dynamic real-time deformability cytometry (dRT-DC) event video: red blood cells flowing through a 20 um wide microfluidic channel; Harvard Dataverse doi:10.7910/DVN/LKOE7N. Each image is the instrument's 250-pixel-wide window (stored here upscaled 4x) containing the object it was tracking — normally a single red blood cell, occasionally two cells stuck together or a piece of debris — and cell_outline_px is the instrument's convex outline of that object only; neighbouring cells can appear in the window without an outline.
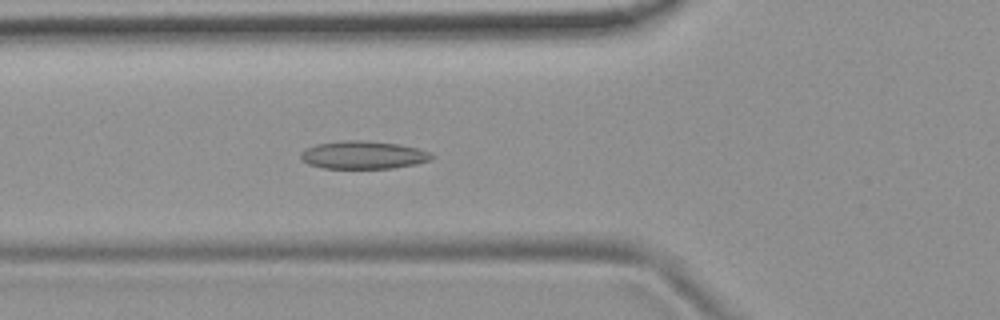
{"species": "common noctule bat (a hibernating species)", "species_latin": "Nyctalus noctula", "temperature_condition": "room temperature", "stored_images_in_passage": 51, "camera_frame_rate_fps": 3000, "um_per_image_px": 0.085, "animal": {"sex": "female", "body_mass_g": 19.9}, "frame": {"image": 1, "passage_image": 17, "time_ms": 5.333, "image_size_px": [1000, 320], "cell_outline_px": [[428, 156], [424, 160], [408, 164], [388, 168], [328, 168], [312, 164], [304, 160], [304, 152], [312, 148], [324, 144], [392, 144], [412, 148]], "centroid_in_image_um": [30.8, 13.25], "position_along_channel_um": 95.0, "area_um2": 17.92}}
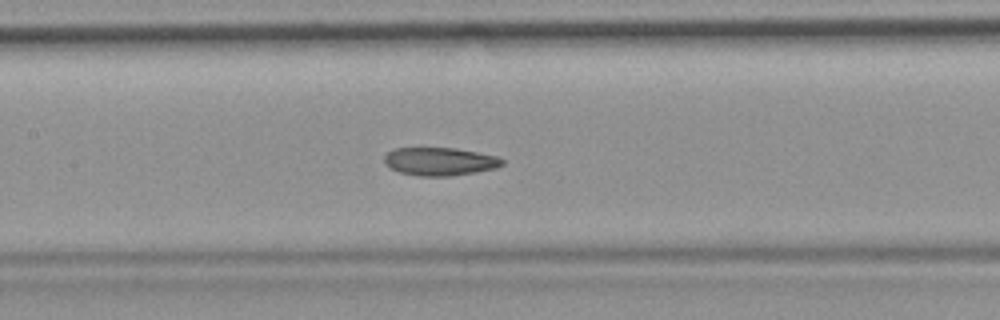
{"frame": {"image": 2, "passage_image": 23, "time_ms": 7.333, "image_size_px": [1000, 320], "cell_outline_px": [[504, 160], [500, 164], [488, 168], [468, 172], [404, 172], [392, 168], [384, 160], [388, 152], [400, 148], [448, 148], [472, 152], [492, 156]], "centroid_in_image_um": [37.3, 13.63], "position_along_channel_um": 170.1, "area_um2": 16.59}}
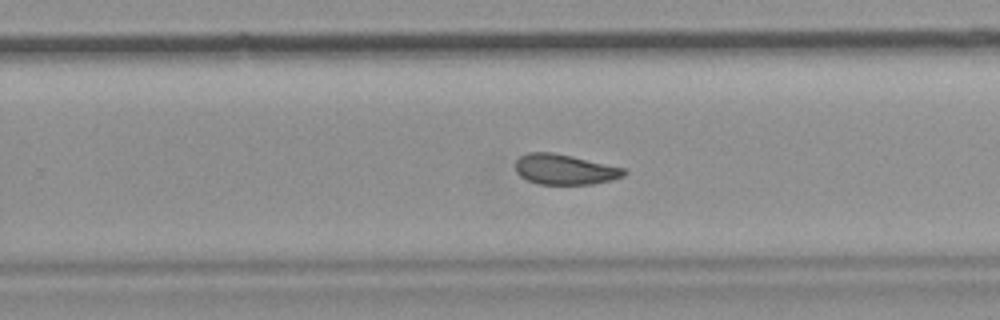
{"frame": {"image": 3, "passage_image": 32, "time_ms": 10.333, "image_size_px": [1000, 320], "cell_outline_px": [[624, 172], [620, 176], [608, 180], [584, 184], [544, 184], [528, 180], [516, 168], [516, 160], [532, 152], [548, 152], [568, 156], [620, 168]], "centroid_in_image_um": [47.92, 14.4], "position_along_channel_um": 281.9, "area_um2": 17.69}, "authors_computed_cell_mechanics": {"area_um2": 17.918, "velocity_mm_per_s": 3.7452, "shape_relaxation_time_tau1_ms": null, "shape_relaxation_time_tau2_ms": 2.4819, "deformation_change_tau1": null, "deformation_change_tau2": 0.0843}}